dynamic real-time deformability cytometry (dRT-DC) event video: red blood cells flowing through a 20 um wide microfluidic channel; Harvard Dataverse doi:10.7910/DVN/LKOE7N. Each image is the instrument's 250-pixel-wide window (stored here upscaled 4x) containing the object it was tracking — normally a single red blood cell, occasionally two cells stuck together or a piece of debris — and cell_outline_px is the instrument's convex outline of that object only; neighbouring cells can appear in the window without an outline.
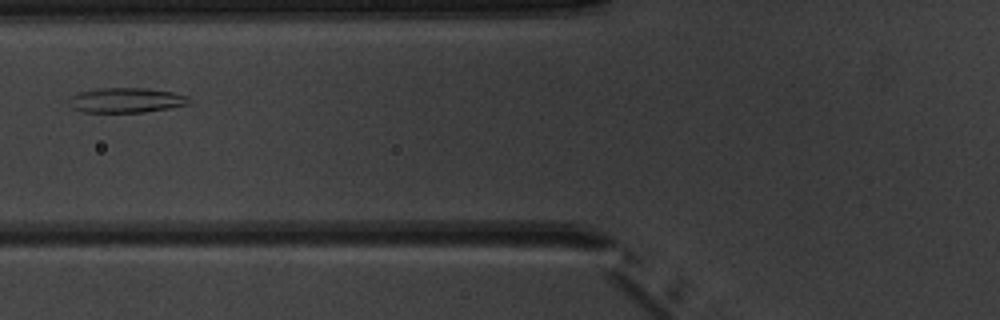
{"species": "common noctule bat (a hibernating species)", "species_latin": "Nyctalus noctula", "temperature_condition": "warm", "stored_images_in_passage": 4, "camera_frame_rate_fps": 3000, "um_per_image_px": 0.085, "animal": {"sex": "male", "body_mass_g": 20.1, "forearm_length_mm": 53.5}, "frame": {"image": 1, "passage_image": 4, "time_ms": 3.333, "image_size_px": [1000, 320], "cell_outline_px": [[192, 104], [144, 112], [80, 112], [72, 108], [68, 104], [68, 100], [72, 96], [80, 92], [100, 88], [148, 88], [172, 92], [188, 96]], "centroid_in_image_um": [10.73, 8.52], "position_along_channel_um": 115.1, "area_um2": 17.51}}